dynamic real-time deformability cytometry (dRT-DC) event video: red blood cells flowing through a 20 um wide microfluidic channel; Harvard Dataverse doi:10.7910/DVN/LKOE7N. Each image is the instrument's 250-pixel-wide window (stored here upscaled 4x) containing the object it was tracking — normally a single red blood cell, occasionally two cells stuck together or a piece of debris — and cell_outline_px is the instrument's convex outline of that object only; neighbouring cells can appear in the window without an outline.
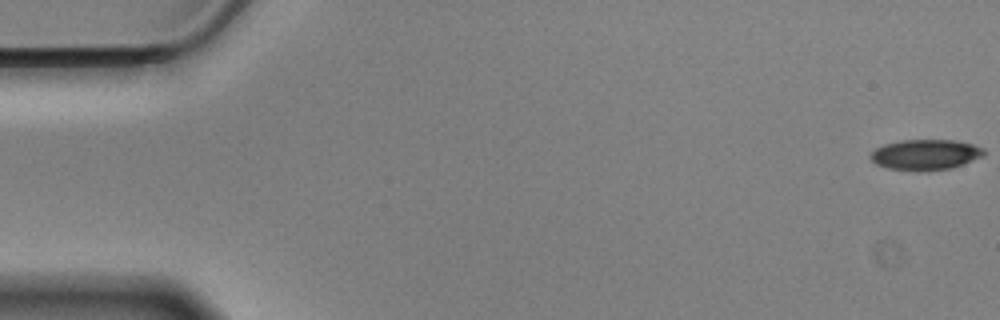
{"species": "Egyptian fruit bat (a non-hibernating species)", "species_latin": "Rousettus aegyptiacus", "temperature_condition": "cold", "stored_images_in_passage": 15, "camera_frame_rate_fps": 3000, "um_per_image_px": 0.085, "animal": {"sex": "male"}, "frame": {"image": 1, "passage_image": 1, "time_ms": 0.0, "image_size_px": [1000, 320], "cell_outline_px": [[984, 156], [952, 168], [924, 172], [916, 172], [888, 168], [876, 164], [868, 156], [876, 148], [884, 144], [904, 140], [952, 140], [972, 144], [984, 148]], "centroid_in_image_um": [78.65, 13.16], "position_along_channel_um": 6.3, "area_um2": 20.35}}
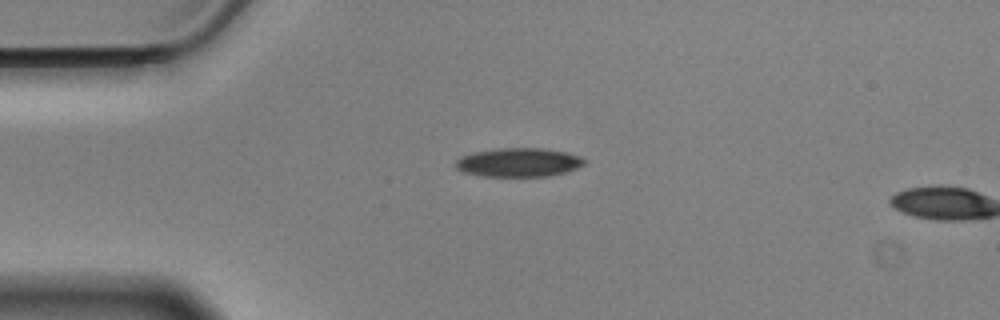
{"frame": {"image": 2, "passage_image": 14, "time_ms": 4.333, "image_size_px": [1000, 320], "cell_outline_px": [[584, 164], [568, 172], [548, 176], [480, 176], [464, 172], [456, 168], [456, 160], [460, 156], [472, 152], [500, 148], [540, 148], [564, 152], [580, 156], [584, 160]], "centroid_in_image_um": [44.05, 13.8], "position_along_channel_um": 40.9, "area_um2": 21.56}}